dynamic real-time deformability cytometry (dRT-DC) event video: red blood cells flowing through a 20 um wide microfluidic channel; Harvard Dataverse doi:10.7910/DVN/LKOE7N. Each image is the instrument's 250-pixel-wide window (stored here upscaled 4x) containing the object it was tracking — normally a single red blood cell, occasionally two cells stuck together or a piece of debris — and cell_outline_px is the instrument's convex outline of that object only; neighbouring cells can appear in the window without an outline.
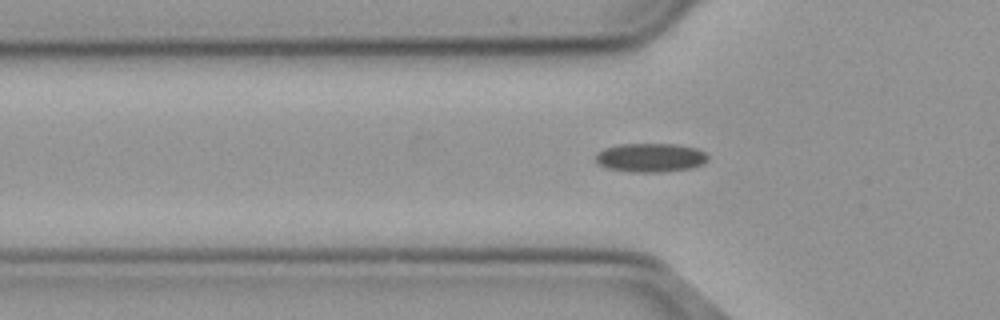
{"species": "common noctule bat (a hibernating species)", "species_latin": "Nyctalus noctula", "temperature_condition": "cold", "stored_images_in_passage": 37, "camera_frame_rate_fps": 3000, "um_per_image_px": 0.085, "animal": {"sex": "male", "body_mass_g": 23.1, "forearm_length_mm": 52.7}, "frame": {"image": 1, "passage_image": 7, "time_ms": 2.0, "image_size_px": [1000, 320], "cell_outline_px": [[708, 160], [704, 164], [692, 168], [660, 172], [632, 172], [608, 168], [600, 164], [596, 160], [596, 156], [604, 148], [620, 144], [676, 144], [696, 148], [704, 152], [708, 156]], "centroid_in_image_um": [55.34, 13.4], "position_along_channel_um": 70.5, "area_um2": 18.79}}
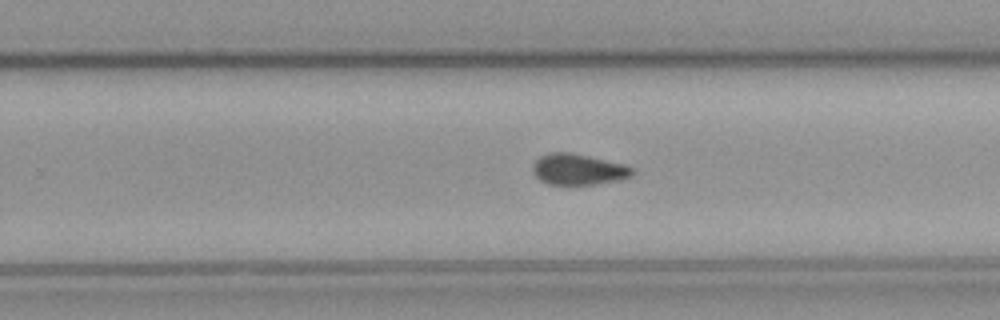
{"frame": {"image": 2, "passage_image": 24, "time_ms": 7.667, "image_size_px": [1000, 320], "cell_outline_px": [[636, 172], [632, 176], [620, 180], [596, 184], [548, 184], [540, 180], [532, 172], [532, 164], [540, 156], [548, 152], [568, 152], [588, 156], [624, 164], [632, 168]], "centroid_in_image_um": [49.15, 14.4], "position_along_channel_um": 280.7, "area_um2": 18.03}}
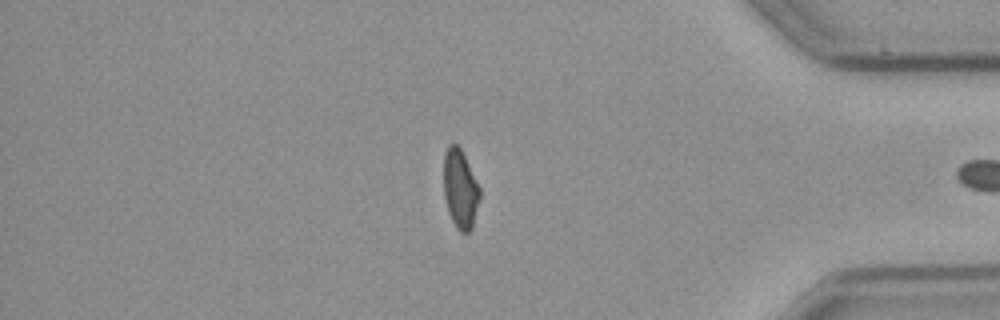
{"frame": {"image": 3, "passage_image": 36, "time_ms": 11.667, "image_size_px": [1000, 320], "cell_outline_px": [[480, 200], [472, 228], [468, 232], [460, 232], [456, 228], [448, 212], [444, 196], [444, 152], [448, 144], [456, 144], [460, 148], [480, 188]], "centroid_in_image_um": [39.11, 16.08], "position_along_channel_um": 396.1, "area_um2": 16.59}}